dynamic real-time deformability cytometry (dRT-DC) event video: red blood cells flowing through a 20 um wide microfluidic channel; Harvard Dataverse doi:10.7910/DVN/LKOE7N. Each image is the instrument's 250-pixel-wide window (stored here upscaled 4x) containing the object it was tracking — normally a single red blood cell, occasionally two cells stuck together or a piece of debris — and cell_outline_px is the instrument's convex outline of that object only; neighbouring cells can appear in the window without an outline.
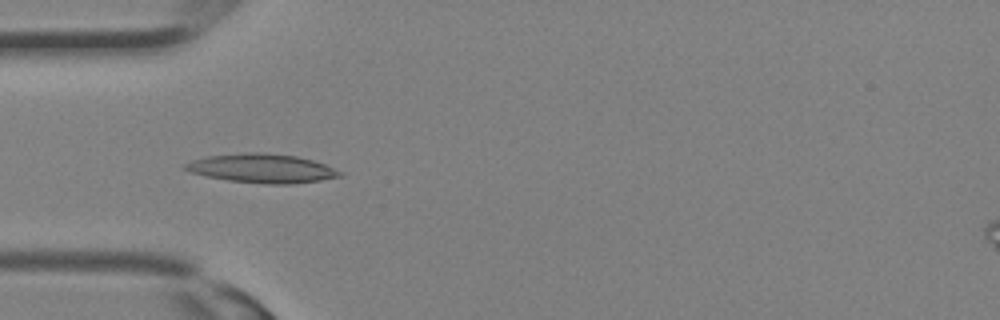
{"species": "Egyptian fruit bat (a non-hibernating species)", "species_latin": "Rousettus aegyptiacus", "temperature_condition": "room temperature", "stored_images_in_passage": 25, "camera_frame_rate_fps": 3000, "um_per_image_px": 0.085, "animal": {"sex": "female"}, "frame": {"image": 1, "passage_image": 3, "time_ms": 0.667, "image_size_px": [1000, 320], "cell_outline_px": [[344, 176], [320, 180], [292, 184], [264, 184], [228, 180], [208, 176], [192, 172], [184, 168], [184, 164], [192, 160], [208, 156], [248, 152], [264, 152], [296, 156], [312, 160], [324, 164], [344, 172]], "centroid_in_image_um": [22.32, 14.31], "position_along_channel_um": 62.7, "area_um2": 26.01}}
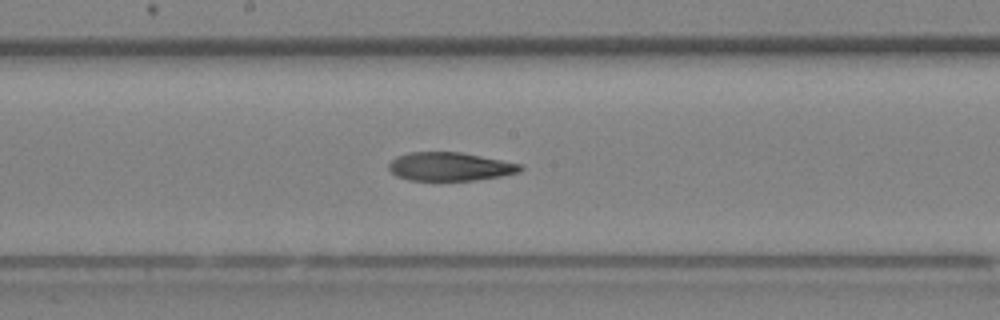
{"frame": {"image": 2, "passage_image": 10, "time_ms": 3.0, "image_size_px": [1000, 320], "cell_outline_px": [[524, 168], [520, 172], [500, 176], [476, 180], [408, 180], [396, 176], [388, 168], [388, 164], [396, 156], [408, 152], [460, 152], [524, 164]], "centroid_in_image_um": [38.26, 14.15], "position_along_channel_um": 209.9, "area_um2": 21.96}}
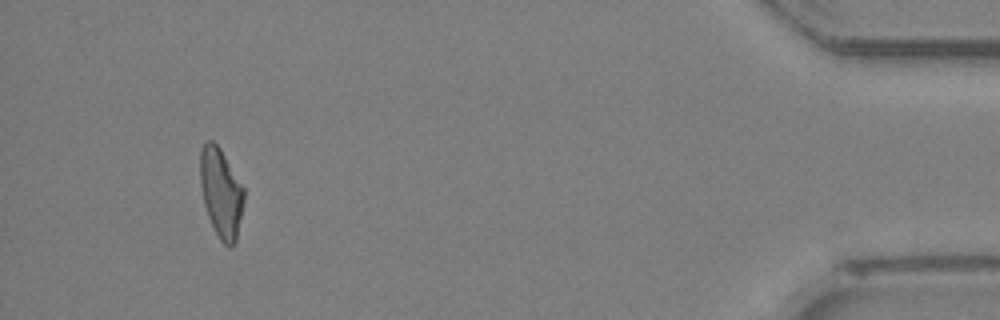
{"frame": {"image": 3, "passage_image": 23, "time_ms": 7.333, "image_size_px": [1000, 320], "cell_outline_px": [[244, 200], [236, 240], [228, 248], [220, 240], [208, 216], [204, 204], [200, 184], [200, 148], [204, 140], [212, 140], [220, 148], [244, 188]], "centroid_in_image_um": [18.77, 16.35], "position_along_channel_um": 416.4, "area_um2": 22.66}}